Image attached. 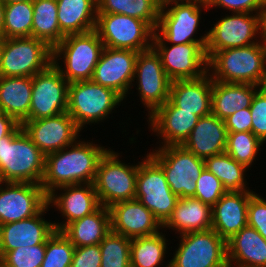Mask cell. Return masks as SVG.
I'll return each instance as SVG.
<instances>
[{
  "instance_id": "obj_41",
  "label": "cell",
  "mask_w": 266,
  "mask_h": 267,
  "mask_svg": "<svg viewBox=\"0 0 266 267\" xmlns=\"http://www.w3.org/2000/svg\"><path fill=\"white\" fill-rule=\"evenodd\" d=\"M44 256L45 244L0 251V260L9 267H41Z\"/></svg>"
},
{
  "instance_id": "obj_48",
  "label": "cell",
  "mask_w": 266,
  "mask_h": 267,
  "mask_svg": "<svg viewBox=\"0 0 266 267\" xmlns=\"http://www.w3.org/2000/svg\"><path fill=\"white\" fill-rule=\"evenodd\" d=\"M19 123L0 110V139L10 134Z\"/></svg>"
},
{
  "instance_id": "obj_34",
  "label": "cell",
  "mask_w": 266,
  "mask_h": 267,
  "mask_svg": "<svg viewBox=\"0 0 266 267\" xmlns=\"http://www.w3.org/2000/svg\"><path fill=\"white\" fill-rule=\"evenodd\" d=\"M204 163L205 168L223 183L226 192L253 191L246 186L245 173L248 168L226 152L210 156Z\"/></svg>"
},
{
  "instance_id": "obj_44",
  "label": "cell",
  "mask_w": 266,
  "mask_h": 267,
  "mask_svg": "<svg viewBox=\"0 0 266 267\" xmlns=\"http://www.w3.org/2000/svg\"><path fill=\"white\" fill-rule=\"evenodd\" d=\"M208 8L222 7L232 13L264 14L266 0H208Z\"/></svg>"
},
{
  "instance_id": "obj_36",
  "label": "cell",
  "mask_w": 266,
  "mask_h": 267,
  "mask_svg": "<svg viewBox=\"0 0 266 267\" xmlns=\"http://www.w3.org/2000/svg\"><path fill=\"white\" fill-rule=\"evenodd\" d=\"M160 231L156 234L137 237L131 240V267H158L167 254L168 239Z\"/></svg>"
},
{
  "instance_id": "obj_40",
  "label": "cell",
  "mask_w": 266,
  "mask_h": 267,
  "mask_svg": "<svg viewBox=\"0 0 266 267\" xmlns=\"http://www.w3.org/2000/svg\"><path fill=\"white\" fill-rule=\"evenodd\" d=\"M74 250L75 246L62 231H54L46 240L41 267H70Z\"/></svg>"
},
{
  "instance_id": "obj_50",
  "label": "cell",
  "mask_w": 266,
  "mask_h": 267,
  "mask_svg": "<svg viewBox=\"0 0 266 267\" xmlns=\"http://www.w3.org/2000/svg\"><path fill=\"white\" fill-rule=\"evenodd\" d=\"M5 15V2L0 0V37L3 38V25Z\"/></svg>"
},
{
  "instance_id": "obj_7",
  "label": "cell",
  "mask_w": 266,
  "mask_h": 267,
  "mask_svg": "<svg viewBox=\"0 0 266 267\" xmlns=\"http://www.w3.org/2000/svg\"><path fill=\"white\" fill-rule=\"evenodd\" d=\"M138 164L127 165L119 160V153L108 149L99 160L93 182L100 205L109 208L115 203L134 200Z\"/></svg>"
},
{
  "instance_id": "obj_10",
  "label": "cell",
  "mask_w": 266,
  "mask_h": 267,
  "mask_svg": "<svg viewBox=\"0 0 266 267\" xmlns=\"http://www.w3.org/2000/svg\"><path fill=\"white\" fill-rule=\"evenodd\" d=\"M160 9L158 25L153 36V43H207L208 31L200 38L194 36L200 26L201 8L208 6L196 2L173 3ZM171 6V7H170Z\"/></svg>"
},
{
  "instance_id": "obj_11",
  "label": "cell",
  "mask_w": 266,
  "mask_h": 267,
  "mask_svg": "<svg viewBox=\"0 0 266 267\" xmlns=\"http://www.w3.org/2000/svg\"><path fill=\"white\" fill-rule=\"evenodd\" d=\"M181 238L166 267H229L226 241L213 230L191 232Z\"/></svg>"
},
{
  "instance_id": "obj_51",
  "label": "cell",
  "mask_w": 266,
  "mask_h": 267,
  "mask_svg": "<svg viewBox=\"0 0 266 267\" xmlns=\"http://www.w3.org/2000/svg\"><path fill=\"white\" fill-rule=\"evenodd\" d=\"M263 30H264L263 38H264L265 43H266V10H265L264 16H263Z\"/></svg>"
},
{
  "instance_id": "obj_8",
  "label": "cell",
  "mask_w": 266,
  "mask_h": 267,
  "mask_svg": "<svg viewBox=\"0 0 266 267\" xmlns=\"http://www.w3.org/2000/svg\"><path fill=\"white\" fill-rule=\"evenodd\" d=\"M147 154L162 168L175 195L179 198L195 196L196 180L205 168L203 159L182 145L161 146Z\"/></svg>"
},
{
  "instance_id": "obj_33",
  "label": "cell",
  "mask_w": 266,
  "mask_h": 267,
  "mask_svg": "<svg viewBox=\"0 0 266 267\" xmlns=\"http://www.w3.org/2000/svg\"><path fill=\"white\" fill-rule=\"evenodd\" d=\"M31 37L46 42L52 49L65 35L59 28L56 0H33Z\"/></svg>"
},
{
  "instance_id": "obj_4",
  "label": "cell",
  "mask_w": 266,
  "mask_h": 267,
  "mask_svg": "<svg viewBox=\"0 0 266 267\" xmlns=\"http://www.w3.org/2000/svg\"><path fill=\"white\" fill-rule=\"evenodd\" d=\"M104 44L93 30L82 34H71L53 48V64L70 83L91 80ZM64 59V67L59 60Z\"/></svg>"
},
{
  "instance_id": "obj_5",
  "label": "cell",
  "mask_w": 266,
  "mask_h": 267,
  "mask_svg": "<svg viewBox=\"0 0 266 267\" xmlns=\"http://www.w3.org/2000/svg\"><path fill=\"white\" fill-rule=\"evenodd\" d=\"M115 90L92 80L69 84L67 113L81 130L86 124L102 122L123 101ZM120 103V104H119Z\"/></svg>"
},
{
  "instance_id": "obj_22",
  "label": "cell",
  "mask_w": 266,
  "mask_h": 267,
  "mask_svg": "<svg viewBox=\"0 0 266 267\" xmlns=\"http://www.w3.org/2000/svg\"><path fill=\"white\" fill-rule=\"evenodd\" d=\"M147 116L151 131L163 141L159 147L182 145L200 119L191 112L180 111L169 99Z\"/></svg>"
},
{
  "instance_id": "obj_14",
  "label": "cell",
  "mask_w": 266,
  "mask_h": 267,
  "mask_svg": "<svg viewBox=\"0 0 266 267\" xmlns=\"http://www.w3.org/2000/svg\"><path fill=\"white\" fill-rule=\"evenodd\" d=\"M69 82L52 63L32 77L29 120L53 117L67 112Z\"/></svg>"
},
{
  "instance_id": "obj_31",
  "label": "cell",
  "mask_w": 266,
  "mask_h": 267,
  "mask_svg": "<svg viewBox=\"0 0 266 267\" xmlns=\"http://www.w3.org/2000/svg\"><path fill=\"white\" fill-rule=\"evenodd\" d=\"M32 77L0 76V110L19 124L29 120Z\"/></svg>"
},
{
  "instance_id": "obj_9",
  "label": "cell",
  "mask_w": 266,
  "mask_h": 267,
  "mask_svg": "<svg viewBox=\"0 0 266 267\" xmlns=\"http://www.w3.org/2000/svg\"><path fill=\"white\" fill-rule=\"evenodd\" d=\"M95 31L104 47L136 52L152 48L155 33L147 22L115 13H98Z\"/></svg>"
},
{
  "instance_id": "obj_32",
  "label": "cell",
  "mask_w": 266,
  "mask_h": 267,
  "mask_svg": "<svg viewBox=\"0 0 266 267\" xmlns=\"http://www.w3.org/2000/svg\"><path fill=\"white\" fill-rule=\"evenodd\" d=\"M110 231V211L102 205L95 212L69 223L62 230L75 247L99 244Z\"/></svg>"
},
{
  "instance_id": "obj_49",
  "label": "cell",
  "mask_w": 266,
  "mask_h": 267,
  "mask_svg": "<svg viewBox=\"0 0 266 267\" xmlns=\"http://www.w3.org/2000/svg\"><path fill=\"white\" fill-rule=\"evenodd\" d=\"M183 2H196L199 4L207 5L208 0H158L160 8L168 7V5L173 3H183Z\"/></svg>"
},
{
  "instance_id": "obj_47",
  "label": "cell",
  "mask_w": 266,
  "mask_h": 267,
  "mask_svg": "<svg viewBox=\"0 0 266 267\" xmlns=\"http://www.w3.org/2000/svg\"><path fill=\"white\" fill-rule=\"evenodd\" d=\"M225 121L227 133L252 132V116L250 108H244L230 115Z\"/></svg>"
},
{
  "instance_id": "obj_45",
  "label": "cell",
  "mask_w": 266,
  "mask_h": 267,
  "mask_svg": "<svg viewBox=\"0 0 266 267\" xmlns=\"http://www.w3.org/2000/svg\"><path fill=\"white\" fill-rule=\"evenodd\" d=\"M248 226L256 229L266 240V200L254 192L248 202Z\"/></svg>"
},
{
  "instance_id": "obj_39",
  "label": "cell",
  "mask_w": 266,
  "mask_h": 267,
  "mask_svg": "<svg viewBox=\"0 0 266 267\" xmlns=\"http://www.w3.org/2000/svg\"><path fill=\"white\" fill-rule=\"evenodd\" d=\"M263 143L252 132L227 134L226 153L247 168L252 166Z\"/></svg>"
},
{
  "instance_id": "obj_23",
  "label": "cell",
  "mask_w": 266,
  "mask_h": 267,
  "mask_svg": "<svg viewBox=\"0 0 266 267\" xmlns=\"http://www.w3.org/2000/svg\"><path fill=\"white\" fill-rule=\"evenodd\" d=\"M49 208L47 204L33 217L0 225V251L46 244V240L55 231L53 222L42 217Z\"/></svg>"
},
{
  "instance_id": "obj_25",
  "label": "cell",
  "mask_w": 266,
  "mask_h": 267,
  "mask_svg": "<svg viewBox=\"0 0 266 267\" xmlns=\"http://www.w3.org/2000/svg\"><path fill=\"white\" fill-rule=\"evenodd\" d=\"M213 79L208 72L196 79L171 82L169 100L180 111L203 117L211 114Z\"/></svg>"
},
{
  "instance_id": "obj_37",
  "label": "cell",
  "mask_w": 266,
  "mask_h": 267,
  "mask_svg": "<svg viewBox=\"0 0 266 267\" xmlns=\"http://www.w3.org/2000/svg\"><path fill=\"white\" fill-rule=\"evenodd\" d=\"M33 0L5 3L3 38L31 37Z\"/></svg>"
},
{
  "instance_id": "obj_26",
  "label": "cell",
  "mask_w": 266,
  "mask_h": 267,
  "mask_svg": "<svg viewBox=\"0 0 266 267\" xmlns=\"http://www.w3.org/2000/svg\"><path fill=\"white\" fill-rule=\"evenodd\" d=\"M227 134L225 121L211 113L200 117L182 146L205 160L226 151Z\"/></svg>"
},
{
  "instance_id": "obj_16",
  "label": "cell",
  "mask_w": 266,
  "mask_h": 267,
  "mask_svg": "<svg viewBox=\"0 0 266 267\" xmlns=\"http://www.w3.org/2000/svg\"><path fill=\"white\" fill-rule=\"evenodd\" d=\"M47 196L36 183L0 181V225L37 215L47 205Z\"/></svg>"
},
{
  "instance_id": "obj_43",
  "label": "cell",
  "mask_w": 266,
  "mask_h": 267,
  "mask_svg": "<svg viewBox=\"0 0 266 267\" xmlns=\"http://www.w3.org/2000/svg\"><path fill=\"white\" fill-rule=\"evenodd\" d=\"M252 133L266 143V86L260 87L251 102Z\"/></svg>"
},
{
  "instance_id": "obj_42",
  "label": "cell",
  "mask_w": 266,
  "mask_h": 267,
  "mask_svg": "<svg viewBox=\"0 0 266 267\" xmlns=\"http://www.w3.org/2000/svg\"><path fill=\"white\" fill-rule=\"evenodd\" d=\"M226 193L223 183L206 168L196 180V191L193 198L213 207L215 203Z\"/></svg>"
},
{
  "instance_id": "obj_19",
  "label": "cell",
  "mask_w": 266,
  "mask_h": 267,
  "mask_svg": "<svg viewBox=\"0 0 266 267\" xmlns=\"http://www.w3.org/2000/svg\"><path fill=\"white\" fill-rule=\"evenodd\" d=\"M137 55L138 52L133 50L104 47L91 80L115 90L125 99L134 85Z\"/></svg>"
},
{
  "instance_id": "obj_12",
  "label": "cell",
  "mask_w": 266,
  "mask_h": 267,
  "mask_svg": "<svg viewBox=\"0 0 266 267\" xmlns=\"http://www.w3.org/2000/svg\"><path fill=\"white\" fill-rule=\"evenodd\" d=\"M143 159L138 166L135 199L163 225L171 216L179 197L171 191L162 168L148 154Z\"/></svg>"
},
{
  "instance_id": "obj_17",
  "label": "cell",
  "mask_w": 266,
  "mask_h": 267,
  "mask_svg": "<svg viewBox=\"0 0 266 267\" xmlns=\"http://www.w3.org/2000/svg\"><path fill=\"white\" fill-rule=\"evenodd\" d=\"M153 43L162 66L171 81L196 79L207 73L205 49L207 43L170 44Z\"/></svg>"
},
{
  "instance_id": "obj_53",
  "label": "cell",
  "mask_w": 266,
  "mask_h": 267,
  "mask_svg": "<svg viewBox=\"0 0 266 267\" xmlns=\"http://www.w3.org/2000/svg\"><path fill=\"white\" fill-rule=\"evenodd\" d=\"M0 267H9V266H6V265L0 260Z\"/></svg>"
},
{
  "instance_id": "obj_30",
  "label": "cell",
  "mask_w": 266,
  "mask_h": 267,
  "mask_svg": "<svg viewBox=\"0 0 266 267\" xmlns=\"http://www.w3.org/2000/svg\"><path fill=\"white\" fill-rule=\"evenodd\" d=\"M56 2L59 28L65 36L95 30L97 0H56Z\"/></svg>"
},
{
  "instance_id": "obj_29",
  "label": "cell",
  "mask_w": 266,
  "mask_h": 267,
  "mask_svg": "<svg viewBox=\"0 0 266 267\" xmlns=\"http://www.w3.org/2000/svg\"><path fill=\"white\" fill-rule=\"evenodd\" d=\"M258 85L213 80L211 113L221 120L251 106Z\"/></svg>"
},
{
  "instance_id": "obj_54",
  "label": "cell",
  "mask_w": 266,
  "mask_h": 267,
  "mask_svg": "<svg viewBox=\"0 0 266 267\" xmlns=\"http://www.w3.org/2000/svg\"><path fill=\"white\" fill-rule=\"evenodd\" d=\"M2 40H3V38L0 37V49H1V45H2Z\"/></svg>"
},
{
  "instance_id": "obj_1",
  "label": "cell",
  "mask_w": 266,
  "mask_h": 267,
  "mask_svg": "<svg viewBox=\"0 0 266 267\" xmlns=\"http://www.w3.org/2000/svg\"><path fill=\"white\" fill-rule=\"evenodd\" d=\"M107 150L93 142L76 140L64 149L46 155L40 185L48 195L65 185L93 184L99 160Z\"/></svg>"
},
{
  "instance_id": "obj_13",
  "label": "cell",
  "mask_w": 266,
  "mask_h": 267,
  "mask_svg": "<svg viewBox=\"0 0 266 267\" xmlns=\"http://www.w3.org/2000/svg\"><path fill=\"white\" fill-rule=\"evenodd\" d=\"M252 14L253 13H233L230 16L227 15L221 18L215 23L208 32L205 49L207 59L217 51L246 47L260 42L264 34V14ZM256 34H260L259 40V36Z\"/></svg>"
},
{
  "instance_id": "obj_52",
  "label": "cell",
  "mask_w": 266,
  "mask_h": 267,
  "mask_svg": "<svg viewBox=\"0 0 266 267\" xmlns=\"http://www.w3.org/2000/svg\"><path fill=\"white\" fill-rule=\"evenodd\" d=\"M5 3H15V2H23L26 0H3Z\"/></svg>"
},
{
  "instance_id": "obj_35",
  "label": "cell",
  "mask_w": 266,
  "mask_h": 267,
  "mask_svg": "<svg viewBox=\"0 0 266 267\" xmlns=\"http://www.w3.org/2000/svg\"><path fill=\"white\" fill-rule=\"evenodd\" d=\"M98 13L127 15L147 22L156 30L160 14L158 0H97Z\"/></svg>"
},
{
  "instance_id": "obj_6",
  "label": "cell",
  "mask_w": 266,
  "mask_h": 267,
  "mask_svg": "<svg viewBox=\"0 0 266 267\" xmlns=\"http://www.w3.org/2000/svg\"><path fill=\"white\" fill-rule=\"evenodd\" d=\"M53 49L34 37L3 38L0 76L33 77L53 63Z\"/></svg>"
},
{
  "instance_id": "obj_3",
  "label": "cell",
  "mask_w": 266,
  "mask_h": 267,
  "mask_svg": "<svg viewBox=\"0 0 266 267\" xmlns=\"http://www.w3.org/2000/svg\"><path fill=\"white\" fill-rule=\"evenodd\" d=\"M45 155L19 124L0 139V181L41 184Z\"/></svg>"
},
{
  "instance_id": "obj_20",
  "label": "cell",
  "mask_w": 266,
  "mask_h": 267,
  "mask_svg": "<svg viewBox=\"0 0 266 267\" xmlns=\"http://www.w3.org/2000/svg\"><path fill=\"white\" fill-rule=\"evenodd\" d=\"M56 190L63 191L57 196ZM47 204L56 207L65 218L64 223H53L55 231H62L69 223L95 212L101 206L94 185L90 183L58 187L48 194Z\"/></svg>"
},
{
  "instance_id": "obj_38",
  "label": "cell",
  "mask_w": 266,
  "mask_h": 267,
  "mask_svg": "<svg viewBox=\"0 0 266 267\" xmlns=\"http://www.w3.org/2000/svg\"><path fill=\"white\" fill-rule=\"evenodd\" d=\"M131 240L124 235L110 231L99 243L101 250L100 267H131Z\"/></svg>"
},
{
  "instance_id": "obj_15",
  "label": "cell",
  "mask_w": 266,
  "mask_h": 267,
  "mask_svg": "<svg viewBox=\"0 0 266 267\" xmlns=\"http://www.w3.org/2000/svg\"><path fill=\"white\" fill-rule=\"evenodd\" d=\"M134 80L138 81L137 90L140 100L149 110L148 115L168 101L172 81L165 73L161 57L153 47L138 52L133 82Z\"/></svg>"
},
{
  "instance_id": "obj_28",
  "label": "cell",
  "mask_w": 266,
  "mask_h": 267,
  "mask_svg": "<svg viewBox=\"0 0 266 267\" xmlns=\"http://www.w3.org/2000/svg\"><path fill=\"white\" fill-rule=\"evenodd\" d=\"M165 229H175L180 236L197 231L212 229V207L201 200L190 198H179L177 204L162 225Z\"/></svg>"
},
{
  "instance_id": "obj_21",
  "label": "cell",
  "mask_w": 266,
  "mask_h": 267,
  "mask_svg": "<svg viewBox=\"0 0 266 267\" xmlns=\"http://www.w3.org/2000/svg\"><path fill=\"white\" fill-rule=\"evenodd\" d=\"M111 231L130 239L156 234L162 225L140 201L128 200L109 207Z\"/></svg>"
},
{
  "instance_id": "obj_27",
  "label": "cell",
  "mask_w": 266,
  "mask_h": 267,
  "mask_svg": "<svg viewBox=\"0 0 266 267\" xmlns=\"http://www.w3.org/2000/svg\"><path fill=\"white\" fill-rule=\"evenodd\" d=\"M226 246L229 267H266V240L253 227H243Z\"/></svg>"
},
{
  "instance_id": "obj_2",
  "label": "cell",
  "mask_w": 266,
  "mask_h": 267,
  "mask_svg": "<svg viewBox=\"0 0 266 267\" xmlns=\"http://www.w3.org/2000/svg\"><path fill=\"white\" fill-rule=\"evenodd\" d=\"M207 70L210 77L219 82L266 86V43L264 38L260 42L246 47L214 52L208 58Z\"/></svg>"
},
{
  "instance_id": "obj_18",
  "label": "cell",
  "mask_w": 266,
  "mask_h": 267,
  "mask_svg": "<svg viewBox=\"0 0 266 267\" xmlns=\"http://www.w3.org/2000/svg\"><path fill=\"white\" fill-rule=\"evenodd\" d=\"M24 132L46 156L73 144L80 135V129L67 112L59 115L27 120L22 124Z\"/></svg>"
},
{
  "instance_id": "obj_24",
  "label": "cell",
  "mask_w": 266,
  "mask_h": 267,
  "mask_svg": "<svg viewBox=\"0 0 266 267\" xmlns=\"http://www.w3.org/2000/svg\"><path fill=\"white\" fill-rule=\"evenodd\" d=\"M253 193L226 192L212 207V229L225 241L248 225V202Z\"/></svg>"
},
{
  "instance_id": "obj_46",
  "label": "cell",
  "mask_w": 266,
  "mask_h": 267,
  "mask_svg": "<svg viewBox=\"0 0 266 267\" xmlns=\"http://www.w3.org/2000/svg\"><path fill=\"white\" fill-rule=\"evenodd\" d=\"M101 250L100 245H89L75 247L70 267H100Z\"/></svg>"
}]
</instances>
